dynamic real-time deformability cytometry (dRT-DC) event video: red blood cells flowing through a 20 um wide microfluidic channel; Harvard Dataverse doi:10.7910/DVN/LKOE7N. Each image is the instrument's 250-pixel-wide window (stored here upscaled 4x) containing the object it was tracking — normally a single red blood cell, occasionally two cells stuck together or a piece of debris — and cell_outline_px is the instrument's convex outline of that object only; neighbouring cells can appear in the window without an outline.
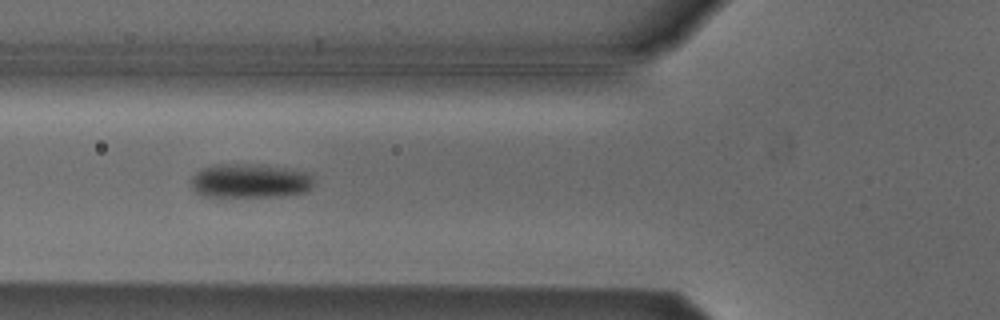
{"species": "Egyptian fruit bat (a non-hibernating species)", "species_latin": "Rousettus aegyptiacus", "temperature_condition": "cold", "stored_images_in_passage": 6, "camera_frame_rate_fps": 3000, "um_per_image_px": 0.085, "animal": {"sex": "male"}, "frame": {"image": 1, "passage_image": 6, "time_ms": 1.667, "image_size_px": [1000, 320], "cell_outline_px": [[312, 184], [304, 192], [284, 196], [204, 196], [196, 192], [192, 188], [192, 176], [196, 172], [212, 164], [236, 164], [276, 168], [304, 172], [312, 176]], "centroid_in_image_um": [21.17, 15.39], "position_along_channel_um": 104.6, "area_um2": 23.58}}